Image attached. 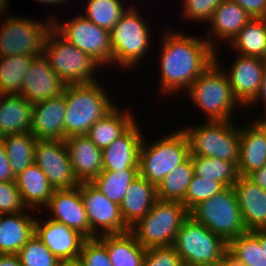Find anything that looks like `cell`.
<instances>
[{
	"label": "cell",
	"instance_id": "1",
	"mask_svg": "<svg viewBox=\"0 0 266 266\" xmlns=\"http://www.w3.org/2000/svg\"><path fill=\"white\" fill-rule=\"evenodd\" d=\"M165 30L159 62L161 95L170 97L185 92L214 62V50L200 36Z\"/></svg>",
	"mask_w": 266,
	"mask_h": 266
},
{
	"label": "cell",
	"instance_id": "2",
	"mask_svg": "<svg viewBox=\"0 0 266 266\" xmlns=\"http://www.w3.org/2000/svg\"><path fill=\"white\" fill-rule=\"evenodd\" d=\"M217 52L214 51V62L189 86L185 94L203 115L206 114V121H230L234 119L235 109L242 106L234 98L227 76L220 68L222 64Z\"/></svg>",
	"mask_w": 266,
	"mask_h": 266
},
{
	"label": "cell",
	"instance_id": "3",
	"mask_svg": "<svg viewBox=\"0 0 266 266\" xmlns=\"http://www.w3.org/2000/svg\"><path fill=\"white\" fill-rule=\"evenodd\" d=\"M98 82L66 87L64 140L71 136L86 135L92 125L117 105Z\"/></svg>",
	"mask_w": 266,
	"mask_h": 266
},
{
	"label": "cell",
	"instance_id": "4",
	"mask_svg": "<svg viewBox=\"0 0 266 266\" xmlns=\"http://www.w3.org/2000/svg\"><path fill=\"white\" fill-rule=\"evenodd\" d=\"M141 15L136 5H131L111 29L112 66L134 69L150 50L152 30Z\"/></svg>",
	"mask_w": 266,
	"mask_h": 266
},
{
	"label": "cell",
	"instance_id": "5",
	"mask_svg": "<svg viewBox=\"0 0 266 266\" xmlns=\"http://www.w3.org/2000/svg\"><path fill=\"white\" fill-rule=\"evenodd\" d=\"M145 141L143 137L139 153V176L155 187L190 157L189 141L182 127L151 144H145Z\"/></svg>",
	"mask_w": 266,
	"mask_h": 266
},
{
	"label": "cell",
	"instance_id": "6",
	"mask_svg": "<svg viewBox=\"0 0 266 266\" xmlns=\"http://www.w3.org/2000/svg\"><path fill=\"white\" fill-rule=\"evenodd\" d=\"M190 211L178 201L157 199L151 210L130 228L144 247L172 246Z\"/></svg>",
	"mask_w": 266,
	"mask_h": 266
},
{
	"label": "cell",
	"instance_id": "7",
	"mask_svg": "<svg viewBox=\"0 0 266 266\" xmlns=\"http://www.w3.org/2000/svg\"><path fill=\"white\" fill-rule=\"evenodd\" d=\"M233 122L205 120L202 125L183 127L189 141L190 155L214 157L237 166L240 138L239 127Z\"/></svg>",
	"mask_w": 266,
	"mask_h": 266
},
{
	"label": "cell",
	"instance_id": "8",
	"mask_svg": "<svg viewBox=\"0 0 266 266\" xmlns=\"http://www.w3.org/2000/svg\"><path fill=\"white\" fill-rule=\"evenodd\" d=\"M185 266H216L227 258V243L191 216L172 245Z\"/></svg>",
	"mask_w": 266,
	"mask_h": 266
},
{
	"label": "cell",
	"instance_id": "9",
	"mask_svg": "<svg viewBox=\"0 0 266 266\" xmlns=\"http://www.w3.org/2000/svg\"><path fill=\"white\" fill-rule=\"evenodd\" d=\"M43 55L56 75L67 85L94 83L98 80L95 72L101 66L54 29L47 35Z\"/></svg>",
	"mask_w": 266,
	"mask_h": 266
},
{
	"label": "cell",
	"instance_id": "10",
	"mask_svg": "<svg viewBox=\"0 0 266 266\" xmlns=\"http://www.w3.org/2000/svg\"><path fill=\"white\" fill-rule=\"evenodd\" d=\"M190 216L226 243L248 232L233 186L200 202L190 211Z\"/></svg>",
	"mask_w": 266,
	"mask_h": 266
},
{
	"label": "cell",
	"instance_id": "11",
	"mask_svg": "<svg viewBox=\"0 0 266 266\" xmlns=\"http://www.w3.org/2000/svg\"><path fill=\"white\" fill-rule=\"evenodd\" d=\"M46 21L10 15L3 19L0 24V57L42 55L47 35L53 29V21L50 18Z\"/></svg>",
	"mask_w": 266,
	"mask_h": 266
},
{
	"label": "cell",
	"instance_id": "12",
	"mask_svg": "<svg viewBox=\"0 0 266 266\" xmlns=\"http://www.w3.org/2000/svg\"><path fill=\"white\" fill-rule=\"evenodd\" d=\"M49 18L53 21V29L67 42L88 54L101 67L112 66L109 31L97 26L82 14L71 20H64L65 22L58 21L55 15Z\"/></svg>",
	"mask_w": 266,
	"mask_h": 266
},
{
	"label": "cell",
	"instance_id": "13",
	"mask_svg": "<svg viewBox=\"0 0 266 266\" xmlns=\"http://www.w3.org/2000/svg\"><path fill=\"white\" fill-rule=\"evenodd\" d=\"M80 193L92 230V239L130 231L121 217L120 206L111 202L91 182H80Z\"/></svg>",
	"mask_w": 266,
	"mask_h": 266
},
{
	"label": "cell",
	"instance_id": "14",
	"mask_svg": "<svg viewBox=\"0 0 266 266\" xmlns=\"http://www.w3.org/2000/svg\"><path fill=\"white\" fill-rule=\"evenodd\" d=\"M34 163L54 189H71L80 184L74 175L64 140H37Z\"/></svg>",
	"mask_w": 266,
	"mask_h": 266
},
{
	"label": "cell",
	"instance_id": "15",
	"mask_svg": "<svg viewBox=\"0 0 266 266\" xmlns=\"http://www.w3.org/2000/svg\"><path fill=\"white\" fill-rule=\"evenodd\" d=\"M236 56L230 70L220 68L227 76L234 98L246 108L259 92L266 60L239 54Z\"/></svg>",
	"mask_w": 266,
	"mask_h": 266
},
{
	"label": "cell",
	"instance_id": "16",
	"mask_svg": "<svg viewBox=\"0 0 266 266\" xmlns=\"http://www.w3.org/2000/svg\"><path fill=\"white\" fill-rule=\"evenodd\" d=\"M50 219L76 230L86 239H92V230L80 193V184L71 189H55L45 209Z\"/></svg>",
	"mask_w": 266,
	"mask_h": 266
},
{
	"label": "cell",
	"instance_id": "17",
	"mask_svg": "<svg viewBox=\"0 0 266 266\" xmlns=\"http://www.w3.org/2000/svg\"><path fill=\"white\" fill-rule=\"evenodd\" d=\"M67 86L42 54L34 57L30 63L19 95L34 104L63 94Z\"/></svg>",
	"mask_w": 266,
	"mask_h": 266
},
{
	"label": "cell",
	"instance_id": "18",
	"mask_svg": "<svg viewBox=\"0 0 266 266\" xmlns=\"http://www.w3.org/2000/svg\"><path fill=\"white\" fill-rule=\"evenodd\" d=\"M35 235L50 249L52 254L63 261L78 260L86 238L63 223L36 218Z\"/></svg>",
	"mask_w": 266,
	"mask_h": 266
},
{
	"label": "cell",
	"instance_id": "19",
	"mask_svg": "<svg viewBox=\"0 0 266 266\" xmlns=\"http://www.w3.org/2000/svg\"><path fill=\"white\" fill-rule=\"evenodd\" d=\"M143 133L134 122L120 137L102 149L103 171L139 169V153Z\"/></svg>",
	"mask_w": 266,
	"mask_h": 266
},
{
	"label": "cell",
	"instance_id": "20",
	"mask_svg": "<svg viewBox=\"0 0 266 266\" xmlns=\"http://www.w3.org/2000/svg\"><path fill=\"white\" fill-rule=\"evenodd\" d=\"M64 93L33 104L30 133L37 140H64Z\"/></svg>",
	"mask_w": 266,
	"mask_h": 266
},
{
	"label": "cell",
	"instance_id": "21",
	"mask_svg": "<svg viewBox=\"0 0 266 266\" xmlns=\"http://www.w3.org/2000/svg\"><path fill=\"white\" fill-rule=\"evenodd\" d=\"M250 19L252 18L238 3L223 0L215 9L211 19L207 22L211 27L205 31L206 36H209H207L206 40L210 47L214 51H217V46H215L217 42L215 39L230 44Z\"/></svg>",
	"mask_w": 266,
	"mask_h": 266
},
{
	"label": "cell",
	"instance_id": "22",
	"mask_svg": "<svg viewBox=\"0 0 266 266\" xmlns=\"http://www.w3.org/2000/svg\"><path fill=\"white\" fill-rule=\"evenodd\" d=\"M248 231L266 229V191L248 176L240 175L233 185Z\"/></svg>",
	"mask_w": 266,
	"mask_h": 266
},
{
	"label": "cell",
	"instance_id": "23",
	"mask_svg": "<svg viewBox=\"0 0 266 266\" xmlns=\"http://www.w3.org/2000/svg\"><path fill=\"white\" fill-rule=\"evenodd\" d=\"M64 141L79 182H91L103 171L102 150L86 135L67 137Z\"/></svg>",
	"mask_w": 266,
	"mask_h": 266
},
{
	"label": "cell",
	"instance_id": "24",
	"mask_svg": "<svg viewBox=\"0 0 266 266\" xmlns=\"http://www.w3.org/2000/svg\"><path fill=\"white\" fill-rule=\"evenodd\" d=\"M27 211L0 216V254H18L35 234L36 217Z\"/></svg>",
	"mask_w": 266,
	"mask_h": 266
},
{
	"label": "cell",
	"instance_id": "25",
	"mask_svg": "<svg viewBox=\"0 0 266 266\" xmlns=\"http://www.w3.org/2000/svg\"><path fill=\"white\" fill-rule=\"evenodd\" d=\"M33 104L19 94H0V138L30 132Z\"/></svg>",
	"mask_w": 266,
	"mask_h": 266
},
{
	"label": "cell",
	"instance_id": "26",
	"mask_svg": "<svg viewBox=\"0 0 266 266\" xmlns=\"http://www.w3.org/2000/svg\"><path fill=\"white\" fill-rule=\"evenodd\" d=\"M157 200L156 187L143 177L135 179L128 187L120 204V214L130 229L142 219Z\"/></svg>",
	"mask_w": 266,
	"mask_h": 266
},
{
	"label": "cell",
	"instance_id": "27",
	"mask_svg": "<svg viewBox=\"0 0 266 266\" xmlns=\"http://www.w3.org/2000/svg\"><path fill=\"white\" fill-rule=\"evenodd\" d=\"M15 183L27 209L41 211L48 204L55 189L48 182L46 175L34 163L15 176Z\"/></svg>",
	"mask_w": 266,
	"mask_h": 266
},
{
	"label": "cell",
	"instance_id": "28",
	"mask_svg": "<svg viewBox=\"0 0 266 266\" xmlns=\"http://www.w3.org/2000/svg\"><path fill=\"white\" fill-rule=\"evenodd\" d=\"M239 138L238 173L249 176L266 165V140L250 121L245 126L239 125Z\"/></svg>",
	"mask_w": 266,
	"mask_h": 266
},
{
	"label": "cell",
	"instance_id": "29",
	"mask_svg": "<svg viewBox=\"0 0 266 266\" xmlns=\"http://www.w3.org/2000/svg\"><path fill=\"white\" fill-rule=\"evenodd\" d=\"M116 105L90 127L86 136L101 150L120 137L135 121L133 113Z\"/></svg>",
	"mask_w": 266,
	"mask_h": 266
},
{
	"label": "cell",
	"instance_id": "30",
	"mask_svg": "<svg viewBox=\"0 0 266 266\" xmlns=\"http://www.w3.org/2000/svg\"><path fill=\"white\" fill-rule=\"evenodd\" d=\"M107 248L112 266H142L146 248L130 232L97 237Z\"/></svg>",
	"mask_w": 266,
	"mask_h": 266
},
{
	"label": "cell",
	"instance_id": "31",
	"mask_svg": "<svg viewBox=\"0 0 266 266\" xmlns=\"http://www.w3.org/2000/svg\"><path fill=\"white\" fill-rule=\"evenodd\" d=\"M233 50L242 56L266 60V20L252 18L230 43Z\"/></svg>",
	"mask_w": 266,
	"mask_h": 266
},
{
	"label": "cell",
	"instance_id": "32",
	"mask_svg": "<svg viewBox=\"0 0 266 266\" xmlns=\"http://www.w3.org/2000/svg\"><path fill=\"white\" fill-rule=\"evenodd\" d=\"M14 176L34 164L37 139L30 133L6 135L0 138Z\"/></svg>",
	"mask_w": 266,
	"mask_h": 266
},
{
	"label": "cell",
	"instance_id": "33",
	"mask_svg": "<svg viewBox=\"0 0 266 266\" xmlns=\"http://www.w3.org/2000/svg\"><path fill=\"white\" fill-rule=\"evenodd\" d=\"M227 258L238 266H266L260 241L251 231L227 243Z\"/></svg>",
	"mask_w": 266,
	"mask_h": 266
},
{
	"label": "cell",
	"instance_id": "34",
	"mask_svg": "<svg viewBox=\"0 0 266 266\" xmlns=\"http://www.w3.org/2000/svg\"><path fill=\"white\" fill-rule=\"evenodd\" d=\"M139 177V169L102 171L91 183L111 202L120 206L130 184Z\"/></svg>",
	"mask_w": 266,
	"mask_h": 266
},
{
	"label": "cell",
	"instance_id": "35",
	"mask_svg": "<svg viewBox=\"0 0 266 266\" xmlns=\"http://www.w3.org/2000/svg\"><path fill=\"white\" fill-rule=\"evenodd\" d=\"M191 156L165 176L156 187L157 199L182 202L194 176Z\"/></svg>",
	"mask_w": 266,
	"mask_h": 266
},
{
	"label": "cell",
	"instance_id": "36",
	"mask_svg": "<svg viewBox=\"0 0 266 266\" xmlns=\"http://www.w3.org/2000/svg\"><path fill=\"white\" fill-rule=\"evenodd\" d=\"M34 57L14 55L0 57V94H20L24 75Z\"/></svg>",
	"mask_w": 266,
	"mask_h": 266
},
{
	"label": "cell",
	"instance_id": "37",
	"mask_svg": "<svg viewBox=\"0 0 266 266\" xmlns=\"http://www.w3.org/2000/svg\"><path fill=\"white\" fill-rule=\"evenodd\" d=\"M190 156L194 165V173L198 177L219 181L226 187H230L240 176L238 167L234 163L214 157Z\"/></svg>",
	"mask_w": 266,
	"mask_h": 266
},
{
	"label": "cell",
	"instance_id": "38",
	"mask_svg": "<svg viewBox=\"0 0 266 266\" xmlns=\"http://www.w3.org/2000/svg\"><path fill=\"white\" fill-rule=\"evenodd\" d=\"M123 4L125 1L122 0H87L85 14H81L97 26L110 32L130 7L123 6Z\"/></svg>",
	"mask_w": 266,
	"mask_h": 266
},
{
	"label": "cell",
	"instance_id": "39",
	"mask_svg": "<svg viewBox=\"0 0 266 266\" xmlns=\"http://www.w3.org/2000/svg\"><path fill=\"white\" fill-rule=\"evenodd\" d=\"M17 255L22 266H58L61 262L35 234Z\"/></svg>",
	"mask_w": 266,
	"mask_h": 266
},
{
	"label": "cell",
	"instance_id": "40",
	"mask_svg": "<svg viewBox=\"0 0 266 266\" xmlns=\"http://www.w3.org/2000/svg\"><path fill=\"white\" fill-rule=\"evenodd\" d=\"M226 188L227 187L222 182L207 178L204 179L194 174L187 188L185 198L181 203L191 211L200 202L210 199Z\"/></svg>",
	"mask_w": 266,
	"mask_h": 266
},
{
	"label": "cell",
	"instance_id": "41",
	"mask_svg": "<svg viewBox=\"0 0 266 266\" xmlns=\"http://www.w3.org/2000/svg\"><path fill=\"white\" fill-rule=\"evenodd\" d=\"M78 261L82 266H112L107 248L98 238L83 242Z\"/></svg>",
	"mask_w": 266,
	"mask_h": 266
},
{
	"label": "cell",
	"instance_id": "42",
	"mask_svg": "<svg viewBox=\"0 0 266 266\" xmlns=\"http://www.w3.org/2000/svg\"><path fill=\"white\" fill-rule=\"evenodd\" d=\"M223 0H183L184 18L189 21L207 23Z\"/></svg>",
	"mask_w": 266,
	"mask_h": 266
},
{
	"label": "cell",
	"instance_id": "43",
	"mask_svg": "<svg viewBox=\"0 0 266 266\" xmlns=\"http://www.w3.org/2000/svg\"><path fill=\"white\" fill-rule=\"evenodd\" d=\"M27 210L15 181L0 182V213L17 214Z\"/></svg>",
	"mask_w": 266,
	"mask_h": 266
},
{
	"label": "cell",
	"instance_id": "44",
	"mask_svg": "<svg viewBox=\"0 0 266 266\" xmlns=\"http://www.w3.org/2000/svg\"><path fill=\"white\" fill-rule=\"evenodd\" d=\"M142 266H185L173 246L146 249Z\"/></svg>",
	"mask_w": 266,
	"mask_h": 266
},
{
	"label": "cell",
	"instance_id": "45",
	"mask_svg": "<svg viewBox=\"0 0 266 266\" xmlns=\"http://www.w3.org/2000/svg\"><path fill=\"white\" fill-rule=\"evenodd\" d=\"M238 3L251 18L266 17V0H230Z\"/></svg>",
	"mask_w": 266,
	"mask_h": 266
},
{
	"label": "cell",
	"instance_id": "46",
	"mask_svg": "<svg viewBox=\"0 0 266 266\" xmlns=\"http://www.w3.org/2000/svg\"><path fill=\"white\" fill-rule=\"evenodd\" d=\"M15 181V176L12 173L8 156L0 139V182Z\"/></svg>",
	"mask_w": 266,
	"mask_h": 266
},
{
	"label": "cell",
	"instance_id": "47",
	"mask_svg": "<svg viewBox=\"0 0 266 266\" xmlns=\"http://www.w3.org/2000/svg\"><path fill=\"white\" fill-rule=\"evenodd\" d=\"M258 103H261V106H264L263 108L265 109V111H263V113L265 112L266 115V66L264 68L263 80L261 82L259 92L256 95V97L253 99V101L246 107V109H248V107H250L251 109V106H253L254 108V106L256 107Z\"/></svg>",
	"mask_w": 266,
	"mask_h": 266
},
{
	"label": "cell",
	"instance_id": "48",
	"mask_svg": "<svg viewBox=\"0 0 266 266\" xmlns=\"http://www.w3.org/2000/svg\"><path fill=\"white\" fill-rule=\"evenodd\" d=\"M256 185L266 191V165L248 176Z\"/></svg>",
	"mask_w": 266,
	"mask_h": 266
},
{
	"label": "cell",
	"instance_id": "49",
	"mask_svg": "<svg viewBox=\"0 0 266 266\" xmlns=\"http://www.w3.org/2000/svg\"><path fill=\"white\" fill-rule=\"evenodd\" d=\"M0 266H22L16 254H0Z\"/></svg>",
	"mask_w": 266,
	"mask_h": 266
},
{
	"label": "cell",
	"instance_id": "50",
	"mask_svg": "<svg viewBox=\"0 0 266 266\" xmlns=\"http://www.w3.org/2000/svg\"><path fill=\"white\" fill-rule=\"evenodd\" d=\"M251 123L261 132V134L264 136L266 140V115H264L263 118L256 117V120L252 119Z\"/></svg>",
	"mask_w": 266,
	"mask_h": 266
},
{
	"label": "cell",
	"instance_id": "51",
	"mask_svg": "<svg viewBox=\"0 0 266 266\" xmlns=\"http://www.w3.org/2000/svg\"><path fill=\"white\" fill-rule=\"evenodd\" d=\"M251 232L259 239L261 247L266 256V229L265 230H253Z\"/></svg>",
	"mask_w": 266,
	"mask_h": 266
},
{
	"label": "cell",
	"instance_id": "52",
	"mask_svg": "<svg viewBox=\"0 0 266 266\" xmlns=\"http://www.w3.org/2000/svg\"><path fill=\"white\" fill-rule=\"evenodd\" d=\"M9 3H10L9 0H0V16H2V17H1V20H2V18H3V15H1V14H3L4 12L7 13L6 10L9 9V8H8ZM4 10H5V11H4Z\"/></svg>",
	"mask_w": 266,
	"mask_h": 266
},
{
	"label": "cell",
	"instance_id": "53",
	"mask_svg": "<svg viewBox=\"0 0 266 266\" xmlns=\"http://www.w3.org/2000/svg\"><path fill=\"white\" fill-rule=\"evenodd\" d=\"M37 1H39L41 4L42 3H46V4H50V5H56V4H63L64 5V3H68L67 1H69V0H37Z\"/></svg>",
	"mask_w": 266,
	"mask_h": 266
},
{
	"label": "cell",
	"instance_id": "54",
	"mask_svg": "<svg viewBox=\"0 0 266 266\" xmlns=\"http://www.w3.org/2000/svg\"><path fill=\"white\" fill-rule=\"evenodd\" d=\"M58 266H82V265L78 260H74V261L60 262Z\"/></svg>",
	"mask_w": 266,
	"mask_h": 266
},
{
	"label": "cell",
	"instance_id": "55",
	"mask_svg": "<svg viewBox=\"0 0 266 266\" xmlns=\"http://www.w3.org/2000/svg\"><path fill=\"white\" fill-rule=\"evenodd\" d=\"M216 266H238V265H235L228 258H226L223 262L219 263Z\"/></svg>",
	"mask_w": 266,
	"mask_h": 266
}]
</instances>
